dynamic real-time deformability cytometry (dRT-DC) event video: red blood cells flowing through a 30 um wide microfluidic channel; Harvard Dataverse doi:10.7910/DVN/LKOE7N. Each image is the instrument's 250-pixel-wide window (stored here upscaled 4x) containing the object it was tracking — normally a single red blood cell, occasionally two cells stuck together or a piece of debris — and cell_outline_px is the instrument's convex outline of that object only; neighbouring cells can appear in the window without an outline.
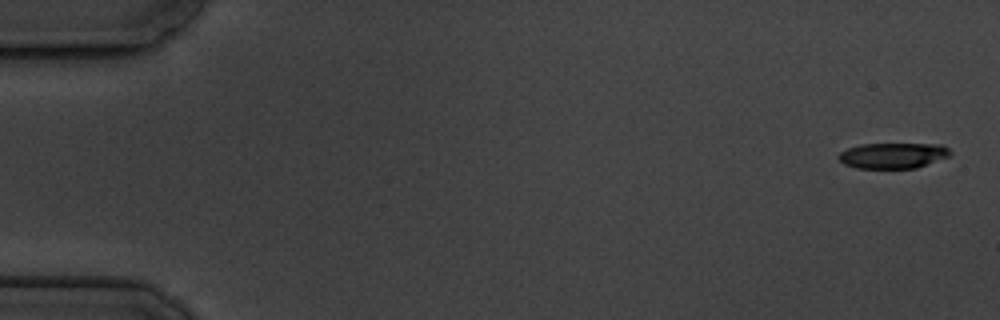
{"species": "common noctule bat (a hibernating species)", "species_latin": "Nyctalus noctula", "temperature_condition": "cold", "stored_images_in_passage": 6, "camera_frame_rate_fps": 3000, "um_per_image_px": 0.085, "animal": {"sex": "male", "body_mass_g": 19.5, "forearm_length_mm": 54.6}, "frame": {"image": 1, "passage_image": 1, "time_ms": 0.0, "image_size_px": [1000, 320], "cell_outline_px": [[952, 152], [948, 156], [916, 168], [856, 168], [844, 164], [836, 156], [840, 152], [848, 148], [860, 144], [944, 144]], "centroid_in_image_um": [75.88, 13.21], "position_along_channel_um": 9.1, "area_um2": 16.65}}
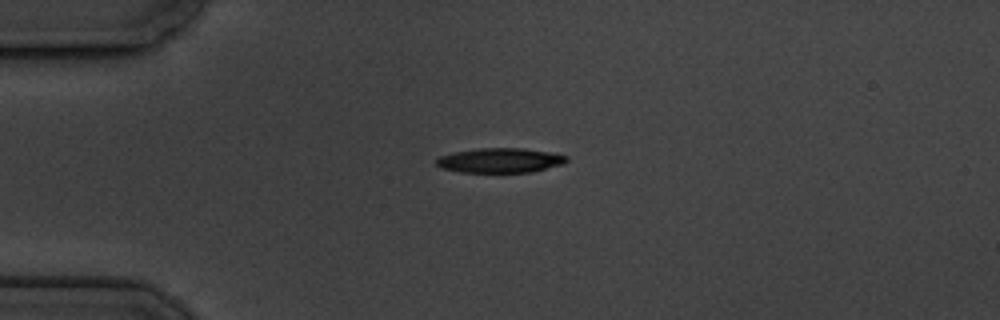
{"frame": {"image": 2, "passage_image": 4, "time_ms": 4.333, "image_size_px": [1000, 320], "cell_outline_px": [[568, 160], [564, 164], [528, 172], [460, 172], [440, 168], [436, 164], [436, 160], [440, 156], [452, 152], [476, 148], [524, 148], [548, 152], [568, 156]], "centroid_in_image_um": [42.47, 13.62], "position_along_channel_um": 42.5, "area_um2": 18.73}}